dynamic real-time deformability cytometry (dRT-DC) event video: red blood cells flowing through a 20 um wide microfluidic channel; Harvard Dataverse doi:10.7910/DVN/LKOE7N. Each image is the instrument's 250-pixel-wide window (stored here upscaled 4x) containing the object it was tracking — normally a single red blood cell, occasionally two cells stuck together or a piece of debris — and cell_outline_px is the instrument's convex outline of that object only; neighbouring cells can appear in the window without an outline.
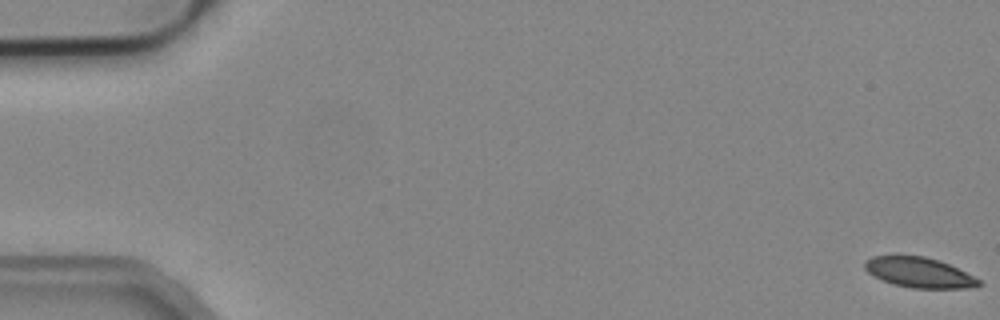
{"species": "common noctule bat (a hibernating species)", "species_latin": "Nyctalus noctula", "temperature_condition": "cold", "stored_images_in_passage": 33, "camera_frame_rate_fps": 3000, "um_per_image_px": 0.085, "animal": {"sex": "male", "body_mass_g": 19.2, "forearm_length_mm": 51.8}, "frame": {"image": 1, "passage_image": 1, "time_ms": 0.0, "image_size_px": [1000, 320], "cell_outline_px": [[984, 284], [968, 288], [912, 288], [892, 284], [868, 272], [864, 268], [864, 260], [872, 256], [924, 256], [948, 264], [980, 280]], "centroid_in_image_um": [78.11, 23.17], "position_along_channel_um": 6.9, "area_um2": 19.71}}
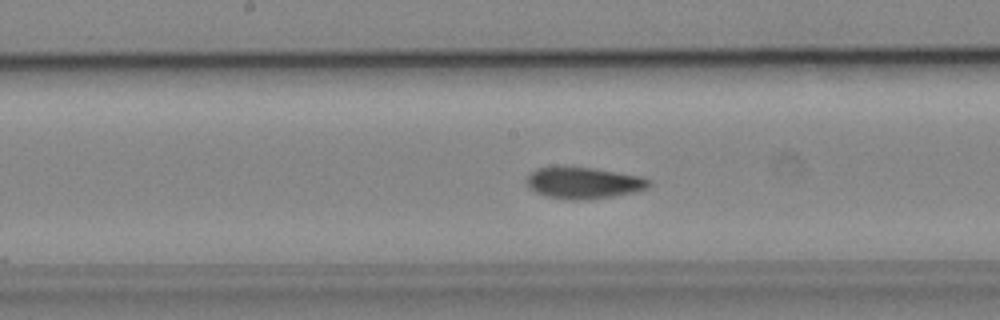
{"frame": {"image": 2, "passage_image": 28, "time_ms": 9.0, "image_size_px": [1000, 320], "cell_outline_px": [[652, 184], [648, 188], [636, 192], [588, 200], [572, 200], [544, 196], [528, 188], [528, 176], [536, 168], [592, 168], [636, 176], [648, 180]], "centroid_in_image_um": [49.6, 15.58], "position_along_channel_um": 198.6, "area_um2": 21.91}}
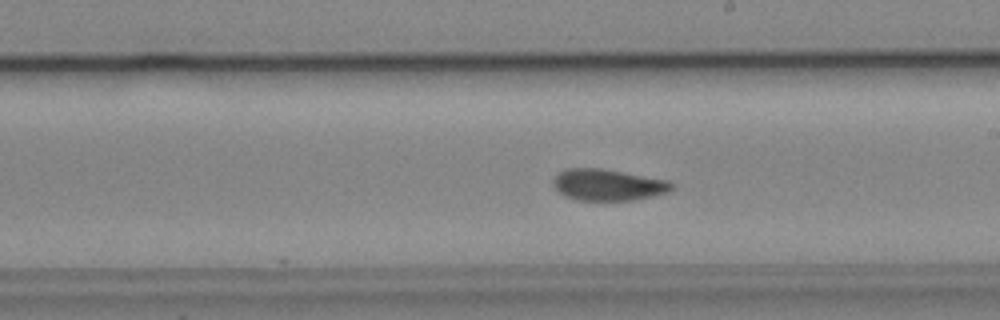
{"frame": {"image": 3, "passage_image": 31, "time_ms": 10.0, "image_size_px": [1000, 320], "cell_outline_px": [[672, 188], [664, 192], [632, 200], [576, 200], [564, 196], [552, 184], [552, 180], [560, 172], [568, 168], [600, 168], [668, 180], [672, 184]], "centroid_in_image_um": [51.6, 15.7], "position_along_channel_um": 237.4, "area_um2": 21.27}}